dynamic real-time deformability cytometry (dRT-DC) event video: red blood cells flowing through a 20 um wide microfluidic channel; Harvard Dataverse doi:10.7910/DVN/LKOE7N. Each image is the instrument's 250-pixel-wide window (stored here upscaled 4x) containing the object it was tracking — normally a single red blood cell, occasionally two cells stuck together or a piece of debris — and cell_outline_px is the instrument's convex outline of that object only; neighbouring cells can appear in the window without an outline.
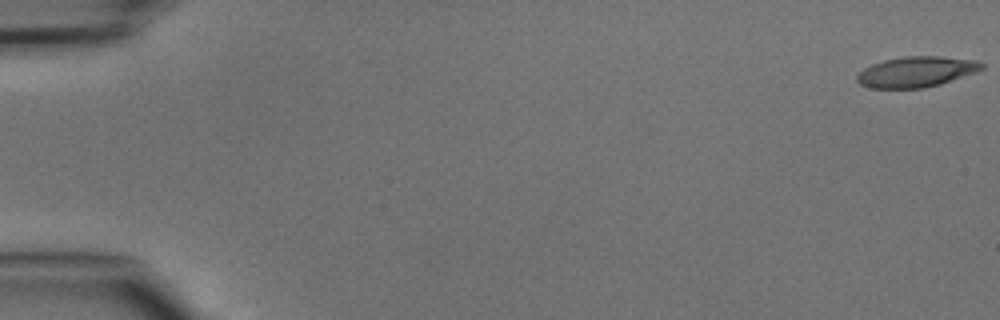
{"species": "common noctule bat (a hibernating species)", "species_latin": "Nyctalus noctula", "temperature_condition": "cold", "stored_images_in_passage": 48, "camera_frame_rate_fps": 3000, "um_per_image_px": 0.085, "animal": {"sex": "male", "body_mass_g": 15.6}, "frame": {"image": 1, "passage_image": 1, "time_ms": 0.0, "image_size_px": [1000, 320], "cell_outline_px": [[984, 68], [976, 72], [940, 84], [924, 88], [872, 88], [860, 84], [856, 80], [856, 76], [864, 68], [872, 64], [884, 60], [904, 56], [940, 56], [976, 60], [984, 64]], "centroid_in_image_um": [77.89, 6.1], "position_along_channel_um": 7.1, "area_um2": 22.2}}
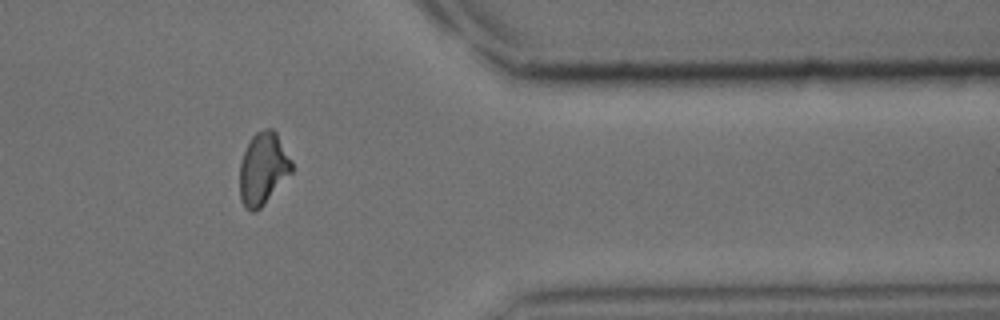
{"frame": {"image": 2, "passage_image": 40, "time_ms": 13.0, "image_size_px": [1000, 320], "cell_outline_px": [[292, 172], [264, 204], [260, 208], [252, 212], [244, 208], [240, 200], [240, 160], [248, 140], [256, 132], [264, 128], [272, 128], [276, 132], [292, 160]], "centroid_in_image_um": [22.34, 14.32], "position_along_channel_um": 389.1, "area_um2": 22.08}}
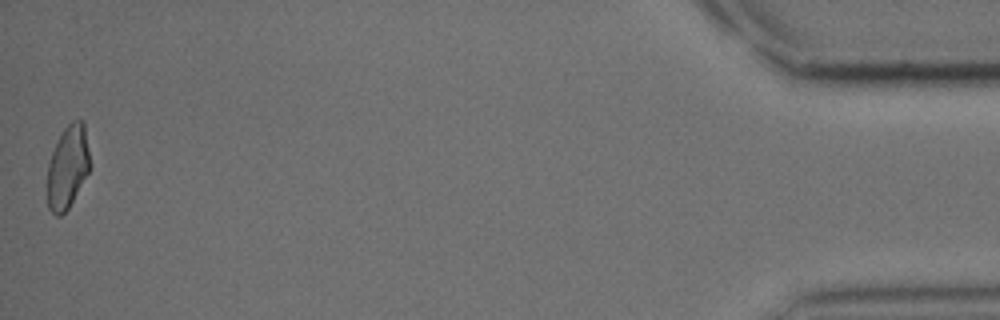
{"frame": {"image": 3, "passage_image": 48, "time_ms": 15.667, "image_size_px": [1000, 320], "cell_outline_px": [[92, 168], [68, 208], [60, 216], [56, 216], [48, 208], [48, 164], [52, 152], [64, 128], [72, 120], [84, 120], [92, 164]], "centroid_in_image_um": [5.8, 14.17], "position_along_channel_um": 429.4, "area_um2": 20.87}}